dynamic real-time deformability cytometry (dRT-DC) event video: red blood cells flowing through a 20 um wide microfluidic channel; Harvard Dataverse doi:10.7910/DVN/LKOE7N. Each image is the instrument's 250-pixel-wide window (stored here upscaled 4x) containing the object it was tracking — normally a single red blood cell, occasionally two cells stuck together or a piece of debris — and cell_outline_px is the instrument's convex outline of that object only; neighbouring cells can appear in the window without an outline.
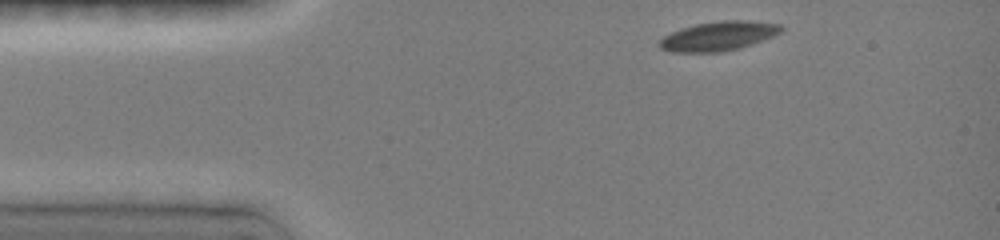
{"species": "common noctule bat (a hibernating species)", "species_latin": "Nyctalus noctula", "temperature_condition": "room temperature", "stored_images_in_passage": 17, "camera_frame_rate_fps": 3000, "um_per_image_px": 0.085, "animal": {"sex": "female", "body_mass_g": 19.0, "forearm_length_mm": 51.5}, "frame": {"image": 1, "passage_image": 1, "time_ms": 0.0, "image_size_px": [1000, 240], "cell_outline_px": [[784, 28], [780, 32], [772, 36], [736, 48], [720, 52], [676, 52], [660, 48], [660, 40], [664, 36], [672, 32], [696, 24], [724, 20], [740, 20], [780, 24]], "centroid_in_image_um": [61.05, 3.06], "position_along_channel_um": 23.9, "area_um2": 20.06}}
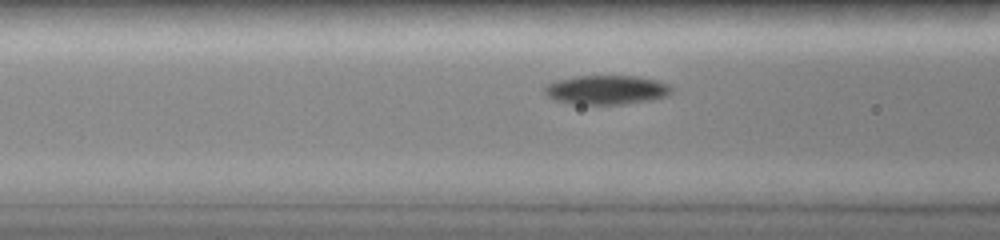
{"frame": {"image": 2, "passage_image": 10, "time_ms": 3.667, "image_size_px": [1000, 240], "cell_outline_px": [[672, 92], [664, 96], [652, 100], [624, 104], [572, 104], [556, 100], [544, 88], [548, 84], [560, 80], [576, 76], [636, 76], [656, 80], [668, 84]], "centroid_in_image_um": [51.6, 7.64], "position_along_channel_um": 115.0, "area_um2": 21.1}}
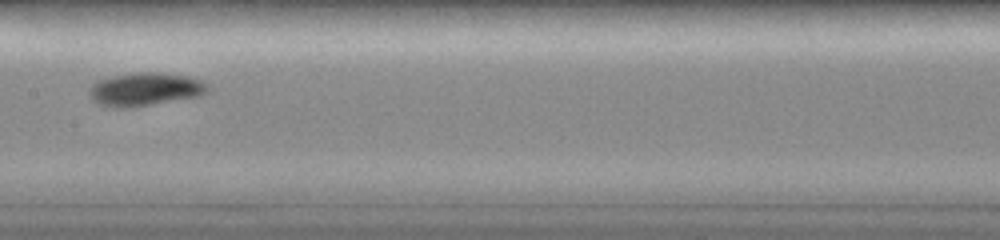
{"frame": {"image": 3, "passage_image": 14, "time_ms": 5.667, "image_size_px": [1000, 240], "cell_outline_px": [[208, 88], [204, 92], [196, 96], [132, 108], [112, 108], [100, 104], [88, 92], [92, 84], [96, 80], [112, 76], [140, 72], [160, 72], [188, 76], [200, 80], [208, 84]], "centroid_in_image_um": [12.3, 7.58], "position_along_channel_um": 195.1, "area_um2": 22.72}}